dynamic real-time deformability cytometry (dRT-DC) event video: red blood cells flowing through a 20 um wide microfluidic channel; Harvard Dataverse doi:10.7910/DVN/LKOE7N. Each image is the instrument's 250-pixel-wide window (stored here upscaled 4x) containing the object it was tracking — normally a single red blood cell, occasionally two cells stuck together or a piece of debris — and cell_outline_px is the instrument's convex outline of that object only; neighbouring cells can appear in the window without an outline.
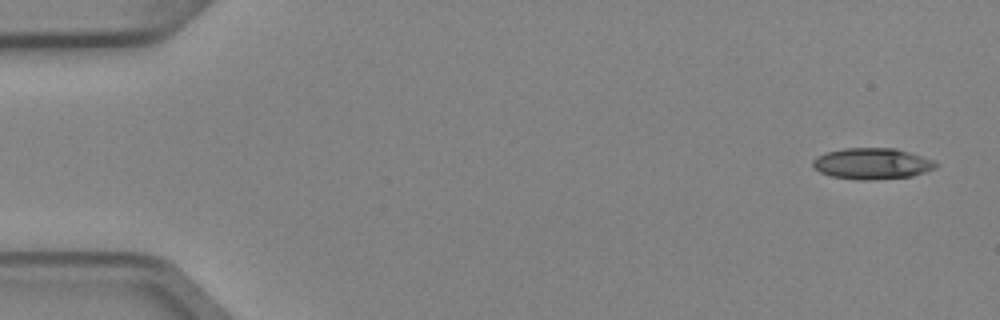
{"species": "Egyptian fruit bat (a non-hibernating species)", "species_latin": "Rousettus aegyptiacus", "temperature_condition": "cold", "stored_images_in_passage": 8, "camera_frame_rate_fps": 3000, "um_per_image_px": 0.085, "animal": {"sex": "female"}, "frame": {"image": 1, "passage_image": 1, "time_ms": 0.0, "image_size_px": [1000, 320], "cell_outline_px": [[936, 168], [912, 176], [876, 180], [856, 180], [832, 176], [820, 172], [812, 168], [812, 160], [816, 156], [828, 152], [844, 148], [896, 148], [936, 160]], "centroid_in_image_um": [74.12, 13.91], "position_along_channel_um": 10.9, "area_um2": 22.54}}
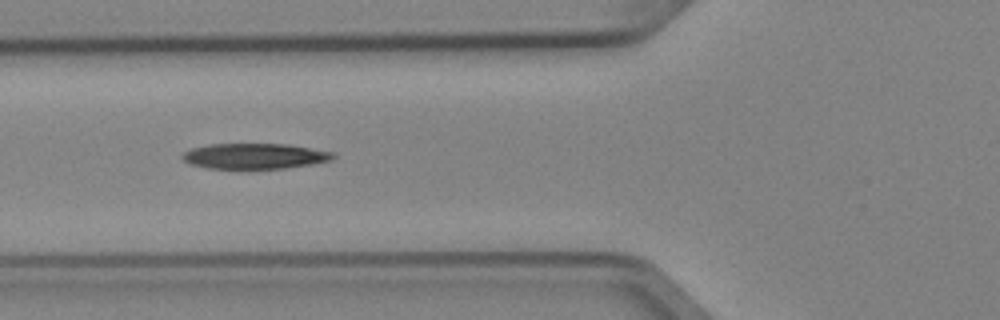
{"frame": {"image": 2, "passage_image": 6, "time_ms": 1.667, "image_size_px": [1000, 320], "cell_outline_px": [[336, 156], [332, 160], [312, 164], [284, 168], [240, 172], [208, 168], [192, 164], [184, 160], [180, 156], [184, 152], [192, 148], [208, 144], [288, 144], [332, 152]], "centroid_in_image_um": [21.61, 13.31], "position_along_channel_um": 104.2, "area_um2": 23.29}}